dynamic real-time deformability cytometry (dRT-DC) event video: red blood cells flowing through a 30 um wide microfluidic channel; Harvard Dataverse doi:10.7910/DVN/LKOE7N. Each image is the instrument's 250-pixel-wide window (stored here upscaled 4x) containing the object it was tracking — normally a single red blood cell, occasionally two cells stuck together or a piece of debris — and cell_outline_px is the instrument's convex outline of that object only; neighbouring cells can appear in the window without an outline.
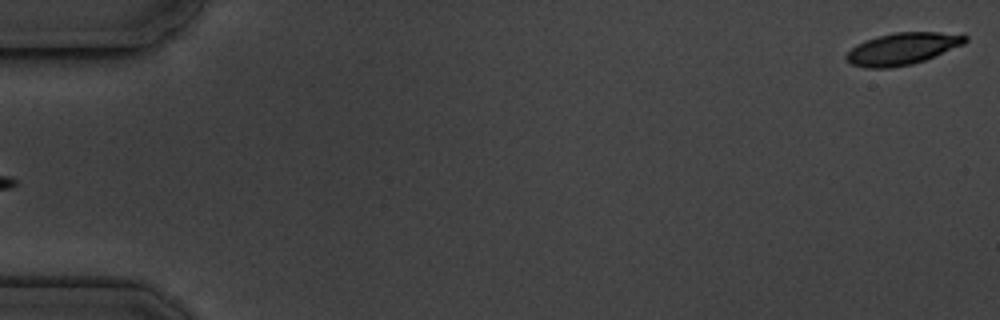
{"species": "common noctule bat (a hibernating species)", "species_latin": "Nyctalus noctula", "temperature_condition": "cold", "stored_images_in_passage": 6, "segment_of_instrument_passage": [2, 2], "camera_frame_rate_fps": 3000, "um_per_image_px": 0.085, "animal": {"sex": "male", "body_mass_g": 19.5, "forearm_length_mm": 54.6}, "frame": {"image": 1, "passage_image": 6, "time_ms": 5.667, "image_size_px": [1000, 320], "cell_outline_px": [[968, 40], [964, 44], [924, 60], [912, 64], [892, 68], [864, 68], [852, 64], [844, 56], [856, 44], [864, 40], [896, 32], [964, 32], [968, 36]], "centroid_in_image_um": [76.76, 4.13], "position_along_channel_um": 8.2, "area_um2": 22.31}}